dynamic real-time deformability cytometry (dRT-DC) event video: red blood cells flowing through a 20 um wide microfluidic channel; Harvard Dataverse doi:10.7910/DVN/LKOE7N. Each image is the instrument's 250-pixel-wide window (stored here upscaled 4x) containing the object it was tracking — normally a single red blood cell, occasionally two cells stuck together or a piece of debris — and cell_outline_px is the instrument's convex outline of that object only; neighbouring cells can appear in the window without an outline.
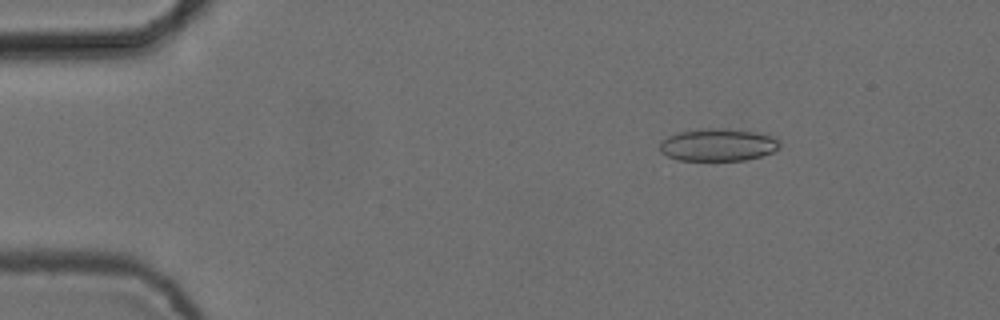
{"species": "common noctule bat (a hibernating species)", "species_latin": "Nyctalus noctula", "temperature_condition": "cold", "stored_images_in_passage": 6, "camera_frame_rate_fps": 3000, "um_per_image_px": 0.085, "animal": {"sex": "female", "body_mass_g": 24.6, "forearm_length_mm": 56.2}, "frame": {"image": 1, "passage_image": 3, "time_ms": 0.667, "image_size_px": [1000, 320], "cell_outline_px": [[780, 148], [772, 152], [760, 156], [744, 160], [680, 160], [668, 156], [660, 152], [660, 140], [668, 136], [680, 132], [700, 128], [728, 128], [756, 132], [776, 136], [780, 140]], "centroid_in_image_um": [61.06, 12.29], "position_along_channel_um": 23.9, "area_um2": 22.95}}